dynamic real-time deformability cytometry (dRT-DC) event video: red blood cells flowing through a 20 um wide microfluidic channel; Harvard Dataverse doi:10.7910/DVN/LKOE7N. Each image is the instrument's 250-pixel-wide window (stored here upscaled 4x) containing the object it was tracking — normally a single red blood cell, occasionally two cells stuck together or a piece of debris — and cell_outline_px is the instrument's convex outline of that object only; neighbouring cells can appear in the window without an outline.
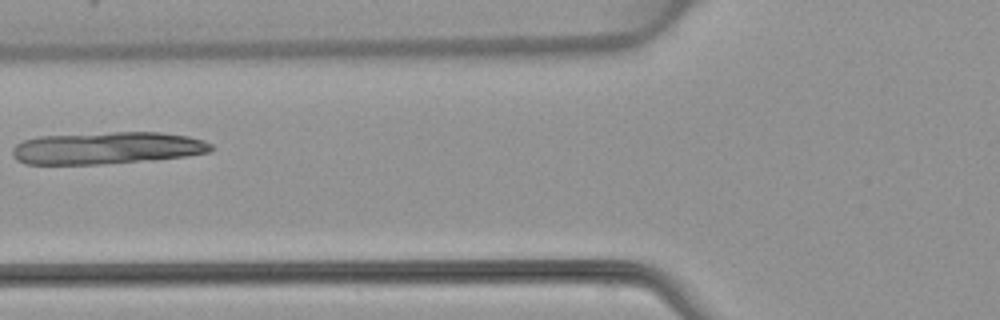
{"species": "common noctule bat (a hibernating species)", "species_latin": "Nyctalus noctula", "temperature_condition": "warm", "stored_images_in_passage": 7, "camera_frame_rate_fps": 3000, "um_per_image_px": 0.085, "animal": {"sex": "female", "body_mass_g": 22.7, "forearm_length_mm": 54.2}, "frame": {"image": 1, "passage_image": 7, "time_ms": 8.0, "image_size_px": [1000, 320], "cell_outline_px": [[216, 148], [212, 152], [156, 160], [100, 164], [24, 164], [16, 160], [12, 156], [12, 148], [16, 144], [24, 140], [40, 136], [112, 132], [160, 132], [188, 136], [204, 140], [212, 144]], "centroid_in_image_um": [9.13, 12.58], "position_along_channel_um": 116.7, "area_um2": 37.63}}